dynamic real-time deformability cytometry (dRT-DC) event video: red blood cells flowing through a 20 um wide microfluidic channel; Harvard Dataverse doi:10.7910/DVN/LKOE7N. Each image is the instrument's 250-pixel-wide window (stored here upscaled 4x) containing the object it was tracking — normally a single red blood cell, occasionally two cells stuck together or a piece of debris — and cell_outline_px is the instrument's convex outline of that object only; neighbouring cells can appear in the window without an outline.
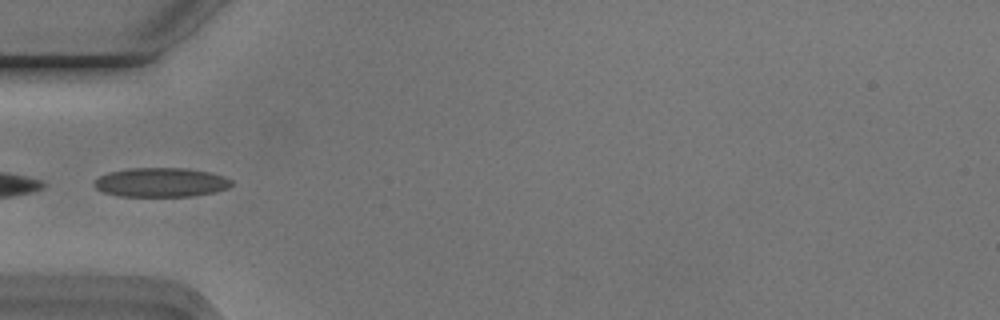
{"species": "Egyptian fruit bat (a non-hibernating species)", "species_latin": "Rousettus aegyptiacus", "temperature_condition": "cold", "stored_images_in_passage": 6, "camera_frame_rate_fps": 3000, "um_per_image_px": 0.085, "animal": {"sex": "male"}, "frame": {"image": 1, "passage_image": 5, "time_ms": 1.333, "image_size_px": [1000, 320], "cell_outline_px": [[232, 184], [228, 188], [216, 192], [192, 196], [120, 196], [104, 192], [96, 188], [92, 184], [100, 176], [108, 172], [132, 168], [184, 168], [208, 172], [224, 176], [232, 180]], "centroid_in_image_um": [13.69, 15.5], "position_along_channel_um": 71.3, "area_um2": 23.29}}